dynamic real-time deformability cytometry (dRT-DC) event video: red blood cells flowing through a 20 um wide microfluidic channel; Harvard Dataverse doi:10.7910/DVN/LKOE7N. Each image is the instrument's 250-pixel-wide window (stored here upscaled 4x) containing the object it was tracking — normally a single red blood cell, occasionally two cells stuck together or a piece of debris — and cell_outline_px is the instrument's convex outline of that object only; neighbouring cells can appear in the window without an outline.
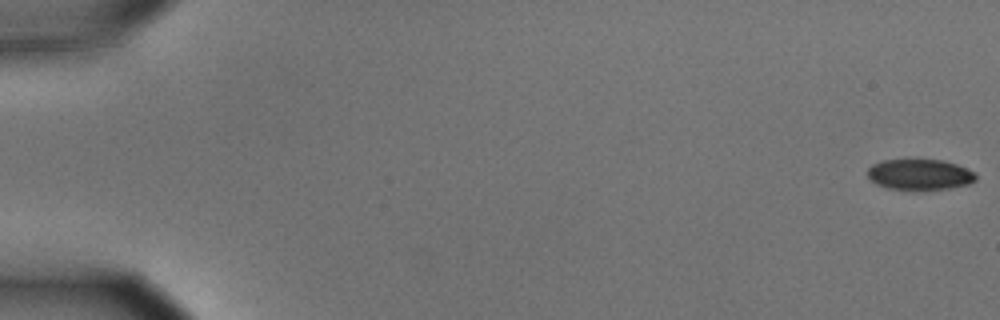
{"species": "common noctule bat (a hibernating species)", "species_latin": "Nyctalus noctula", "temperature_condition": "cold", "stored_images_in_passage": 18, "camera_frame_rate_fps": 3000, "um_per_image_px": 0.085, "animal": {"sex": "male", "body_mass_g": 15.6}, "frame": {"image": 1, "passage_image": 1, "time_ms": 0.0, "image_size_px": [1000, 320], "cell_outline_px": [[976, 180], [968, 184], [948, 188], [888, 188], [876, 184], [868, 176], [868, 168], [872, 164], [884, 160], [916, 156], [940, 160], [956, 164], [972, 172], [976, 176]], "centroid_in_image_um": [78.13, 14.76], "position_along_channel_um": 6.9, "area_um2": 19.48}}
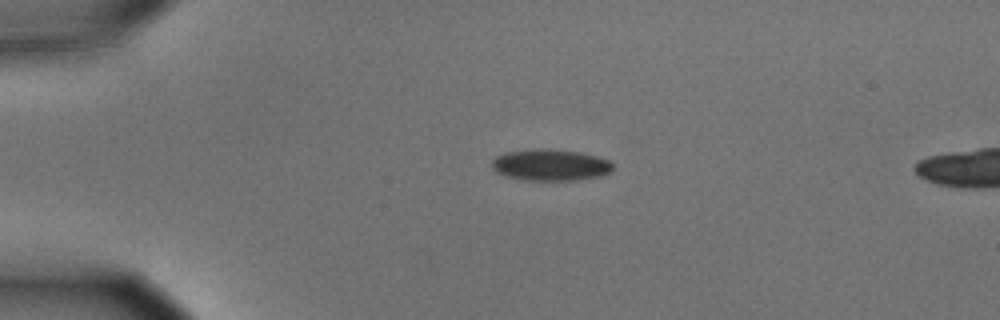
{"frame": {"image": 2, "passage_image": 14, "time_ms": 4.333, "image_size_px": [1000, 320], "cell_outline_px": [[612, 168], [608, 172], [596, 176], [576, 180], [520, 180], [504, 176], [496, 172], [492, 168], [492, 160], [496, 156], [504, 152], [540, 148], [548, 148], [580, 152], [596, 156], [608, 160], [612, 164]], "centroid_in_image_um": [46.7, 14.01], "position_along_channel_um": 38.3, "area_um2": 22.2}}